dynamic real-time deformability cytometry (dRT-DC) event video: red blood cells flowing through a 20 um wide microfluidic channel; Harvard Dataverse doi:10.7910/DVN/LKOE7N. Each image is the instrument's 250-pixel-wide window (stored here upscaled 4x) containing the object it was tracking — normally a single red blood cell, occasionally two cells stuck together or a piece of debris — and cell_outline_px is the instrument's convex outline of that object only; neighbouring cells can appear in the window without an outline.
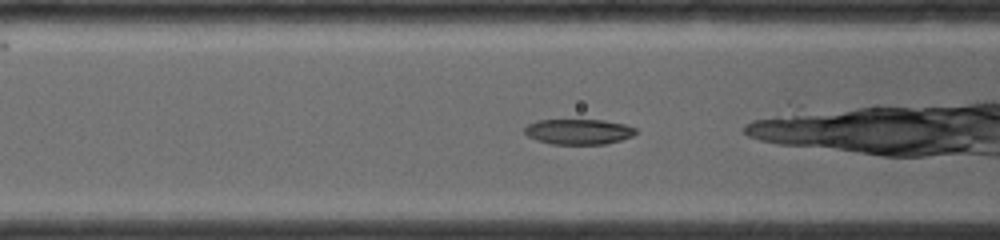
{"species": "common noctule bat (a hibernating species)", "species_latin": "Nyctalus noctula", "temperature_condition": "room temperature", "stored_images_in_passage": 46, "camera_frame_rate_fps": 4000, "um_per_image_px": 0.085, "animal": {"sex": "female", "body_mass_g": 19.0, "forearm_length_mm": 56.7}, "frame": {"image": 1, "passage_image": 7, "time_ms": 1.5, "image_size_px": [1000, 240], "cell_outline_px": [[636, 132], [632, 136], [620, 140], [604, 144], [552, 144], [536, 140], [528, 136], [524, 132], [524, 128], [528, 124], [536, 120], [604, 120], [624, 124], [636, 128]], "centroid_in_image_um": [49.15, 11.19], "position_along_channel_um": 117.4, "area_um2": 16.42}}
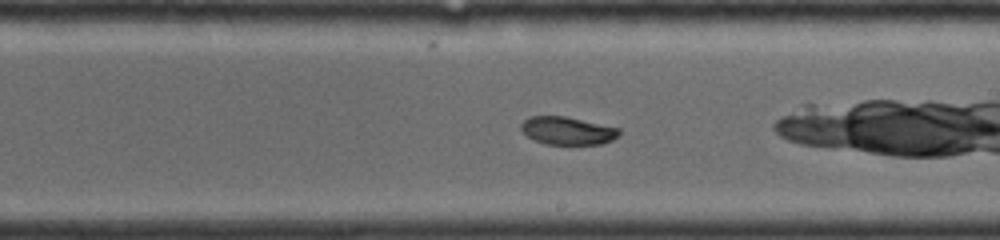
{"frame": {"image": 2, "passage_image": 20, "time_ms": 4.5, "image_size_px": [1000, 240], "cell_outline_px": [[620, 136], [612, 140], [600, 144], [544, 144], [528, 136], [520, 128], [520, 124], [528, 116], [568, 116], [620, 128]], "centroid_in_image_um": [48.26, 11.1], "position_along_channel_um": 240.7, "area_um2": 16.07}, "authors_computed_cell_mechanics": {"area_um2": 16.9643, "velocity_mm_per_s": 4.1221, "shape_relaxation_time_tau1_ms": null, "shape_relaxation_time_tau2_ms": 4.9715, "deformation_change_tau1": null, "deformation_change_tau2": 0.0627}}